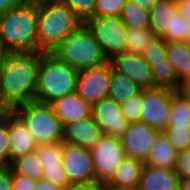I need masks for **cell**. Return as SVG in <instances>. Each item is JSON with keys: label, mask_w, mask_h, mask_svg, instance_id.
<instances>
[{"label": "cell", "mask_w": 190, "mask_h": 190, "mask_svg": "<svg viewBox=\"0 0 190 190\" xmlns=\"http://www.w3.org/2000/svg\"><path fill=\"white\" fill-rule=\"evenodd\" d=\"M126 53L141 55L153 38H155L150 28L129 29L127 28Z\"/></svg>", "instance_id": "83f0119b"}, {"label": "cell", "mask_w": 190, "mask_h": 190, "mask_svg": "<svg viewBox=\"0 0 190 190\" xmlns=\"http://www.w3.org/2000/svg\"><path fill=\"white\" fill-rule=\"evenodd\" d=\"M9 53L10 52L7 50V48L0 41V70H1V68L5 62V59Z\"/></svg>", "instance_id": "c3c4849f"}, {"label": "cell", "mask_w": 190, "mask_h": 190, "mask_svg": "<svg viewBox=\"0 0 190 190\" xmlns=\"http://www.w3.org/2000/svg\"><path fill=\"white\" fill-rule=\"evenodd\" d=\"M181 92L188 98L190 101V76L187 80H185L183 83H181L180 89Z\"/></svg>", "instance_id": "7dc6e473"}, {"label": "cell", "mask_w": 190, "mask_h": 190, "mask_svg": "<svg viewBox=\"0 0 190 190\" xmlns=\"http://www.w3.org/2000/svg\"><path fill=\"white\" fill-rule=\"evenodd\" d=\"M168 126H190V101L180 90H173Z\"/></svg>", "instance_id": "4316f807"}, {"label": "cell", "mask_w": 190, "mask_h": 190, "mask_svg": "<svg viewBox=\"0 0 190 190\" xmlns=\"http://www.w3.org/2000/svg\"><path fill=\"white\" fill-rule=\"evenodd\" d=\"M37 181L12 171V190H35Z\"/></svg>", "instance_id": "74e56055"}, {"label": "cell", "mask_w": 190, "mask_h": 190, "mask_svg": "<svg viewBox=\"0 0 190 190\" xmlns=\"http://www.w3.org/2000/svg\"><path fill=\"white\" fill-rule=\"evenodd\" d=\"M84 23L108 61L113 56L125 52L127 27L119 16L91 17Z\"/></svg>", "instance_id": "52a82bcc"}, {"label": "cell", "mask_w": 190, "mask_h": 190, "mask_svg": "<svg viewBox=\"0 0 190 190\" xmlns=\"http://www.w3.org/2000/svg\"><path fill=\"white\" fill-rule=\"evenodd\" d=\"M161 134L150 125L135 121L130 122L127 132L120 138L126 157L146 161L150 148Z\"/></svg>", "instance_id": "5bb4252c"}, {"label": "cell", "mask_w": 190, "mask_h": 190, "mask_svg": "<svg viewBox=\"0 0 190 190\" xmlns=\"http://www.w3.org/2000/svg\"><path fill=\"white\" fill-rule=\"evenodd\" d=\"M120 105L122 114L129 123L139 121L143 105V90Z\"/></svg>", "instance_id": "d6a6232c"}, {"label": "cell", "mask_w": 190, "mask_h": 190, "mask_svg": "<svg viewBox=\"0 0 190 190\" xmlns=\"http://www.w3.org/2000/svg\"><path fill=\"white\" fill-rule=\"evenodd\" d=\"M38 52H50L83 21L65 4L37 5Z\"/></svg>", "instance_id": "5b68a950"}, {"label": "cell", "mask_w": 190, "mask_h": 190, "mask_svg": "<svg viewBox=\"0 0 190 190\" xmlns=\"http://www.w3.org/2000/svg\"><path fill=\"white\" fill-rule=\"evenodd\" d=\"M62 164L73 186L95 183L94 163L90 149L63 142Z\"/></svg>", "instance_id": "8fae6325"}, {"label": "cell", "mask_w": 190, "mask_h": 190, "mask_svg": "<svg viewBox=\"0 0 190 190\" xmlns=\"http://www.w3.org/2000/svg\"><path fill=\"white\" fill-rule=\"evenodd\" d=\"M176 0H160L149 10V28L155 37L173 33L174 16L178 13Z\"/></svg>", "instance_id": "ffe728a7"}, {"label": "cell", "mask_w": 190, "mask_h": 190, "mask_svg": "<svg viewBox=\"0 0 190 190\" xmlns=\"http://www.w3.org/2000/svg\"><path fill=\"white\" fill-rule=\"evenodd\" d=\"M22 0H0V14L6 13L8 10L20 5Z\"/></svg>", "instance_id": "b9f144b4"}, {"label": "cell", "mask_w": 190, "mask_h": 190, "mask_svg": "<svg viewBox=\"0 0 190 190\" xmlns=\"http://www.w3.org/2000/svg\"><path fill=\"white\" fill-rule=\"evenodd\" d=\"M14 110L6 102L3 95L0 93V121L6 119Z\"/></svg>", "instance_id": "ab89813d"}, {"label": "cell", "mask_w": 190, "mask_h": 190, "mask_svg": "<svg viewBox=\"0 0 190 190\" xmlns=\"http://www.w3.org/2000/svg\"><path fill=\"white\" fill-rule=\"evenodd\" d=\"M79 71L59 61L50 52H39V72L35 101L50 104L76 91Z\"/></svg>", "instance_id": "3957f363"}, {"label": "cell", "mask_w": 190, "mask_h": 190, "mask_svg": "<svg viewBox=\"0 0 190 190\" xmlns=\"http://www.w3.org/2000/svg\"><path fill=\"white\" fill-rule=\"evenodd\" d=\"M10 165L9 116L0 121V166Z\"/></svg>", "instance_id": "e575fe53"}, {"label": "cell", "mask_w": 190, "mask_h": 190, "mask_svg": "<svg viewBox=\"0 0 190 190\" xmlns=\"http://www.w3.org/2000/svg\"><path fill=\"white\" fill-rule=\"evenodd\" d=\"M0 190H12V169L8 166H0Z\"/></svg>", "instance_id": "f35d334b"}, {"label": "cell", "mask_w": 190, "mask_h": 190, "mask_svg": "<svg viewBox=\"0 0 190 190\" xmlns=\"http://www.w3.org/2000/svg\"><path fill=\"white\" fill-rule=\"evenodd\" d=\"M132 2L142 6L143 8L150 10L154 4L160 0H131Z\"/></svg>", "instance_id": "bcb514c9"}, {"label": "cell", "mask_w": 190, "mask_h": 190, "mask_svg": "<svg viewBox=\"0 0 190 190\" xmlns=\"http://www.w3.org/2000/svg\"><path fill=\"white\" fill-rule=\"evenodd\" d=\"M10 163L18 157L33 152L37 143L23 120L13 111L9 115Z\"/></svg>", "instance_id": "d6986e66"}, {"label": "cell", "mask_w": 190, "mask_h": 190, "mask_svg": "<svg viewBox=\"0 0 190 190\" xmlns=\"http://www.w3.org/2000/svg\"><path fill=\"white\" fill-rule=\"evenodd\" d=\"M178 152L161 133L150 148L145 164L161 168L174 169Z\"/></svg>", "instance_id": "7402d4cb"}, {"label": "cell", "mask_w": 190, "mask_h": 190, "mask_svg": "<svg viewBox=\"0 0 190 190\" xmlns=\"http://www.w3.org/2000/svg\"><path fill=\"white\" fill-rule=\"evenodd\" d=\"M50 105L63 125L92 116V104L85 101L76 91L54 100Z\"/></svg>", "instance_id": "e0dca14e"}, {"label": "cell", "mask_w": 190, "mask_h": 190, "mask_svg": "<svg viewBox=\"0 0 190 190\" xmlns=\"http://www.w3.org/2000/svg\"><path fill=\"white\" fill-rule=\"evenodd\" d=\"M189 21L178 12L174 16L173 33H167L163 39L166 42L185 41L188 35Z\"/></svg>", "instance_id": "d590c367"}, {"label": "cell", "mask_w": 190, "mask_h": 190, "mask_svg": "<svg viewBox=\"0 0 190 190\" xmlns=\"http://www.w3.org/2000/svg\"><path fill=\"white\" fill-rule=\"evenodd\" d=\"M173 90L154 87L143 90V105L139 122L163 133L168 127Z\"/></svg>", "instance_id": "9c48e42d"}, {"label": "cell", "mask_w": 190, "mask_h": 190, "mask_svg": "<svg viewBox=\"0 0 190 190\" xmlns=\"http://www.w3.org/2000/svg\"><path fill=\"white\" fill-rule=\"evenodd\" d=\"M167 42L163 38L155 37L144 49L141 56L149 64L155 87L179 90V82L171 62L167 58Z\"/></svg>", "instance_id": "30bf717a"}, {"label": "cell", "mask_w": 190, "mask_h": 190, "mask_svg": "<svg viewBox=\"0 0 190 190\" xmlns=\"http://www.w3.org/2000/svg\"><path fill=\"white\" fill-rule=\"evenodd\" d=\"M97 0H63L65 4L83 23L94 17V9Z\"/></svg>", "instance_id": "1f68e13d"}, {"label": "cell", "mask_w": 190, "mask_h": 190, "mask_svg": "<svg viewBox=\"0 0 190 190\" xmlns=\"http://www.w3.org/2000/svg\"><path fill=\"white\" fill-rule=\"evenodd\" d=\"M39 52L9 53L0 70V93L14 110L36 99Z\"/></svg>", "instance_id": "6da1fadb"}, {"label": "cell", "mask_w": 190, "mask_h": 190, "mask_svg": "<svg viewBox=\"0 0 190 190\" xmlns=\"http://www.w3.org/2000/svg\"><path fill=\"white\" fill-rule=\"evenodd\" d=\"M142 89L127 75L114 71L110 64L108 96L121 104L139 94Z\"/></svg>", "instance_id": "cb8c5ba5"}, {"label": "cell", "mask_w": 190, "mask_h": 190, "mask_svg": "<svg viewBox=\"0 0 190 190\" xmlns=\"http://www.w3.org/2000/svg\"><path fill=\"white\" fill-rule=\"evenodd\" d=\"M179 181L174 169L145 164L138 190H178Z\"/></svg>", "instance_id": "44dd1931"}, {"label": "cell", "mask_w": 190, "mask_h": 190, "mask_svg": "<svg viewBox=\"0 0 190 190\" xmlns=\"http://www.w3.org/2000/svg\"><path fill=\"white\" fill-rule=\"evenodd\" d=\"M178 11L190 22V0H177Z\"/></svg>", "instance_id": "60d3db41"}, {"label": "cell", "mask_w": 190, "mask_h": 190, "mask_svg": "<svg viewBox=\"0 0 190 190\" xmlns=\"http://www.w3.org/2000/svg\"><path fill=\"white\" fill-rule=\"evenodd\" d=\"M163 134L177 152L190 149V126H168Z\"/></svg>", "instance_id": "f1b7e54d"}, {"label": "cell", "mask_w": 190, "mask_h": 190, "mask_svg": "<svg viewBox=\"0 0 190 190\" xmlns=\"http://www.w3.org/2000/svg\"><path fill=\"white\" fill-rule=\"evenodd\" d=\"M127 0H97L94 17L120 16Z\"/></svg>", "instance_id": "836d02e7"}, {"label": "cell", "mask_w": 190, "mask_h": 190, "mask_svg": "<svg viewBox=\"0 0 190 190\" xmlns=\"http://www.w3.org/2000/svg\"><path fill=\"white\" fill-rule=\"evenodd\" d=\"M42 179L49 181L63 190L73 186L67 177L63 164L43 165Z\"/></svg>", "instance_id": "4dcf8cb0"}, {"label": "cell", "mask_w": 190, "mask_h": 190, "mask_svg": "<svg viewBox=\"0 0 190 190\" xmlns=\"http://www.w3.org/2000/svg\"><path fill=\"white\" fill-rule=\"evenodd\" d=\"M50 53L77 71L108 62L85 23L71 32Z\"/></svg>", "instance_id": "277c9868"}, {"label": "cell", "mask_w": 190, "mask_h": 190, "mask_svg": "<svg viewBox=\"0 0 190 190\" xmlns=\"http://www.w3.org/2000/svg\"><path fill=\"white\" fill-rule=\"evenodd\" d=\"M66 190H102V185L98 183H92L88 185H75Z\"/></svg>", "instance_id": "ee69618b"}, {"label": "cell", "mask_w": 190, "mask_h": 190, "mask_svg": "<svg viewBox=\"0 0 190 190\" xmlns=\"http://www.w3.org/2000/svg\"><path fill=\"white\" fill-rule=\"evenodd\" d=\"M174 171L180 178H190V149L178 152Z\"/></svg>", "instance_id": "8d00e7d4"}, {"label": "cell", "mask_w": 190, "mask_h": 190, "mask_svg": "<svg viewBox=\"0 0 190 190\" xmlns=\"http://www.w3.org/2000/svg\"><path fill=\"white\" fill-rule=\"evenodd\" d=\"M35 190H63L58 186L53 185L47 180L40 179L37 181Z\"/></svg>", "instance_id": "7bdbcfd3"}, {"label": "cell", "mask_w": 190, "mask_h": 190, "mask_svg": "<svg viewBox=\"0 0 190 190\" xmlns=\"http://www.w3.org/2000/svg\"><path fill=\"white\" fill-rule=\"evenodd\" d=\"M9 166L16 174L26 176L35 181L42 179L43 165L35 151L15 158Z\"/></svg>", "instance_id": "d4e9b609"}, {"label": "cell", "mask_w": 190, "mask_h": 190, "mask_svg": "<svg viewBox=\"0 0 190 190\" xmlns=\"http://www.w3.org/2000/svg\"><path fill=\"white\" fill-rule=\"evenodd\" d=\"M167 58L180 83L190 76V48L184 41L167 42Z\"/></svg>", "instance_id": "603a6c76"}, {"label": "cell", "mask_w": 190, "mask_h": 190, "mask_svg": "<svg viewBox=\"0 0 190 190\" xmlns=\"http://www.w3.org/2000/svg\"><path fill=\"white\" fill-rule=\"evenodd\" d=\"M103 135L102 129L94 121L93 116L65 123L63 140L69 144L91 149Z\"/></svg>", "instance_id": "2e32d148"}, {"label": "cell", "mask_w": 190, "mask_h": 190, "mask_svg": "<svg viewBox=\"0 0 190 190\" xmlns=\"http://www.w3.org/2000/svg\"><path fill=\"white\" fill-rule=\"evenodd\" d=\"M149 10L127 0L124 4L120 18L129 29L149 28Z\"/></svg>", "instance_id": "484cf974"}, {"label": "cell", "mask_w": 190, "mask_h": 190, "mask_svg": "<svg viewBox=\"0 0 190 190\" xmlns=\"http://www.w3.org/2000/svg\"><path fill=\"white\" fill-rule=\"evenodd\" d=\"M0 41L10 53L38 52V7L22 2L0 14Z\"/></svg>", "instance_id": "7a4b0ae2"}, {"label": "cell", "mask_w": 190, "mask_h": 190, "mask_svg": "<svg viewBox=\"0 0 190 190\" xmlns=\"http://www.w3.org/2000/svg\"><path fill=\"white\" fill-rule=\"evenodd\" d=\"M102 190H111V189L107 188L105 185H102Z\"/></svg>", "instance_id": "816d5d0a"}, {"label": "cell", "mask_w": 190, "mask_h": 190, "mask_svg": "<svg viewBox=\"0 0 190 190\" xmlns=\"http://www.w3.org/2000/svg\"><path fill=\"white\" fill-rule=\"evenodd\" d=\"M178 190H190V178H180Z\"/></svg>", "instance_id": "681fc988"}, {"label": "cell", "mask_w": 190, "mask_h": 190, "mask_svg": "<svg viewBox=\"0 0 190 190\" xmlns=\"http://www.w3.org/2000/svg\"><path fill=\"white\" fill-rule=\"evenodd\" d=\"M185 44L190 48V22H189V29H188V35L185 39Z\"/></svg>", "instance_id": "f907efd6"}, {"label": "cell", "mask_w": 190, "mask_h": 190, "mask_svg": "<svg viewBox=\"0 0 190 190\" xmlns=\"http://www.w3.org/2000/svg\"><path fill=\"white\" fill-rule=\"evenodd\" d=\"M145 162L126 157L105 185L111 190H138Z\"/></svg>", "instance_id": "ac0fdd59"}, {"label": "cell", "mask_w": 190, "mask_h": 190, "mask_svg": "<svg viewBox=\"0 0 190 190\" xmlns=\"http://www.w3.org/2000/svg\"><path fill=\"white\" fill-rule=\"evenodd\" d=\"M92 116L105 136L120 139L127 132L129 122L122 114L121 105L109 96L92 105Z\"/></svg>", "instance_id": "4fadbf2b"}, {"label": "cell", "mask_w": 190, "mask_h": 190, "mask_svg": "<svg viewBox=\"0 0 190 190\" xmlns=\"http://www.w3.org/2000/svg\"><path fill=\"white\" fill-rule=\"evenodd\" d=\"M90 151L94 163L95 183L106 185L126 158L121 140L102 135Z\"/></svg>", "instance_id": "ba28073f"}, {"label": "cell", "mask_w": 190, "mask_h": 190, "mask_svg": "<svg viewBox=\"0 0 190 190\" xmlns=\"http://www.w3.org/2000/svg\"><path fill=\"white\" fill-rule=\"evenodd\" d=\"M22 2L35 4V5H46V4L63 3V0H22Z\"/></svg>", "instance_id": "f6af8a7d"}, {"label": "cell", "mask_w": 190, "mask_h": 190, "mask_svg": "<svg viewBox=\"0 0 190 190\" xmlns=\"http://www.w3.org/2000/svg\"><path fill=\"white\" fill-rule=\"evenodd\" d=\"M28 127L37 145L63 140V124L50 104L29 102L14 109Z\"/></svg>", "instance_id": "8992f818"}, {"label": "cell", "mask_w": 190, "mask_h": 190, "mask_svg": "<svg viewBox=\"0 0 190 190\" xmlns=\"http://www.w3.org/2000/svg\"><path fill=\"white\" fill-rule=\"evenodd\" d=\"M109 62L114 71L127 75L142 90L155 87L151 68L141 55L123 52Z\"/></svg>", "instance_id": "9a60e30c"}, {"label": "cell", "mask_w": 190, "mask_h": 190, "mask_svg": "<svg viewBox=\"0 0 190 190\" xmlns=\"http://www.w3.org/2000/svg\"><path fill=\"white\" fill-rule=\"evenodd\" d=\"M110 62L80 70L76 92L88 103L94 104L108 96Z\"/></svg>", "instance_id": "7c38bea8"}, {"label": "cell", "mask_w": 190, "mask_h": 190, "mask_svg": "<svg viewBox=\"0 0 190 190\" xmlns=\"http://www.w3.org/2000/svg\"><path fill=\"white\" fill-rule=\"evenodd\" d=\"M35 152L42 165L62 164L63 142L37 145Z\"/></svg>", "instance_id": "f546056e"}]
</instances>
